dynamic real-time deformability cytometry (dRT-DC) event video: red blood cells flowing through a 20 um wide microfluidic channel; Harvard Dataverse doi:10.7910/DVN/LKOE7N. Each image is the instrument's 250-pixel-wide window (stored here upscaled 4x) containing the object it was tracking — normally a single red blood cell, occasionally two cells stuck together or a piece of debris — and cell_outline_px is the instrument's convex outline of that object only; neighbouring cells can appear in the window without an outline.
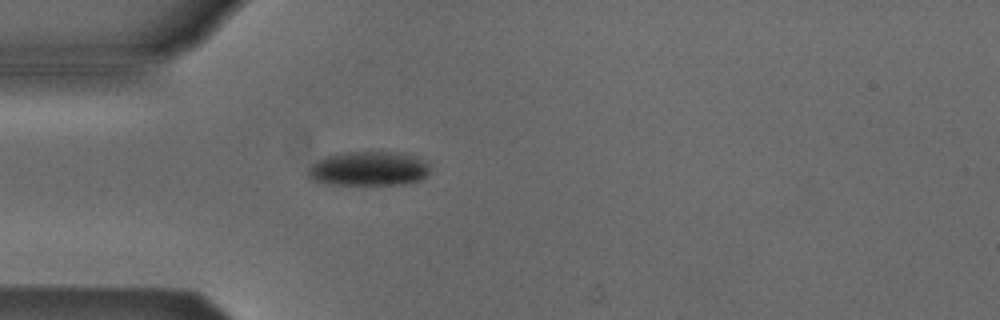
{"species": "Egyptian fruit bat (a non-hibernating species)", "species_latin": "Rousettus aegyptiacus", "temperature_condition": "cold", "stored_images_in_passage": 1, "camera_frame_rate_fps": 3000, "um_per_image_px": 0.085, "animal": {"sex": "male"}, "frame": {"image": 1, "passage_image": 1, "time_ms": 0.0, "image_size_px": [1000, 320], "cell_outline_px": [[428, 176], [420, 180], [408, 184], [328, 184], [312, 180], [308, 176], [308, 168], [316, 160], [324, 156], [348, 152], [404, 152], [428, 160]], "centroid_in_image_um": [31.37, 14.32], "position_along_channel_um": 53.6, "area_um2": 24.74}}